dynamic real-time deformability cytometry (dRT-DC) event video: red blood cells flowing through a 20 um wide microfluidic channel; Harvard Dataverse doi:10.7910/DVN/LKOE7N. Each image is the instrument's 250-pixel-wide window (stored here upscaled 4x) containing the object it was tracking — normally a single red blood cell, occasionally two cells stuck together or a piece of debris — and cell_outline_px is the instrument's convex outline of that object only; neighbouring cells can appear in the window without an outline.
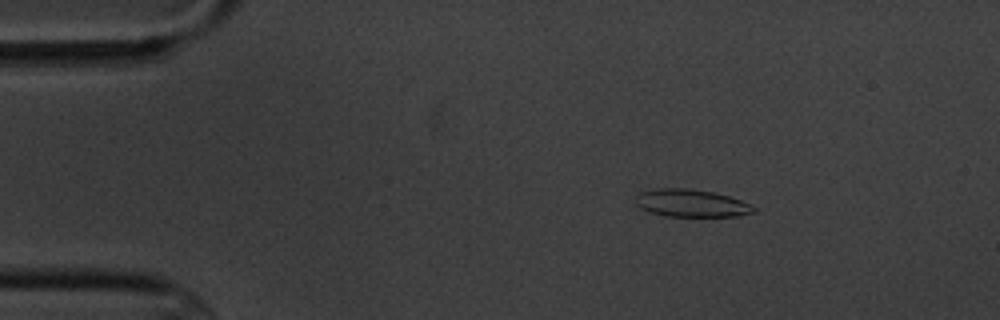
{"species": "common noctule bat (a hibernating species)", "species_latin": "Nyctalus noctula", "temperature_condition": "cold", "stored_images_in_passage": 5, "camera_frame_rate_fps": 3000, "um_per_image_px": 0.085, "animal": {"sex": "male", "body_mass_g": 20.1, "forearm_length_mm": 53.5}, "frame": {"image": 1, "passage_image": 3, "time_ms": 2.333, "image_size_px": [1000, 320], "cell_outline_px": [[756, 212], [736, 216], [664, 216], [640, 208], [636, 204], [636, 196], [640, 192], [656, 188], [688, 188], [712, 192], [728, 196], [740, 200], [756, 208]], "centroid_in_image_um": [58.73, 17.27], "position_along_channel_um": 26.3, "area_um2": 18.84}}